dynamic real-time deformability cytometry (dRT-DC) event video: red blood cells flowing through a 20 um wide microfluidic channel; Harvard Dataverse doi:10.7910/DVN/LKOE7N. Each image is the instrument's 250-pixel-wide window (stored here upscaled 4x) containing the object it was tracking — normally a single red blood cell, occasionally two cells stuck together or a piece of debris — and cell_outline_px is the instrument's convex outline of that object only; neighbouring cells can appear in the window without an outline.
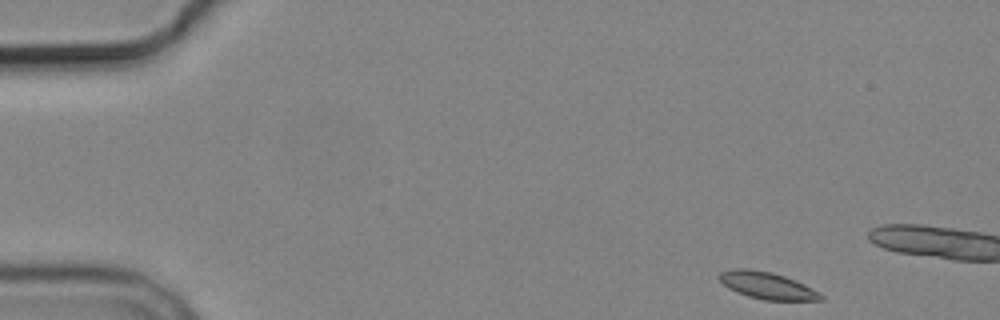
{"species": "common noctule bat (a hibernating species)", "species_latin": "Nyctalus noctula", "temperature_condition": "cold", "stored_images_in_passage": 4, "camera_frame_rate_fps": 3000, "um_per_image_px": 0.085, "animal": {"sex": "male", "body_mass_g": 19.2, "forearm_length_mm": 51.8}, "frame": {"image": 1, "passage_image": 1, "time_ms": 0.0, "image_size_px": [1000, 320], "cell_outline_px": [[824, 300], [764, 300], [748, 296], [736, 292], [728, 288], [716, 276], [720, 272], [732, 268], [748, 268], [772, 272], [796, 280], [820, 292], [824, 296]], "centroid_in_image_um": [65.2, 24.26], "position_along_channel_um": 19.8, "area_um2": 16.13}}